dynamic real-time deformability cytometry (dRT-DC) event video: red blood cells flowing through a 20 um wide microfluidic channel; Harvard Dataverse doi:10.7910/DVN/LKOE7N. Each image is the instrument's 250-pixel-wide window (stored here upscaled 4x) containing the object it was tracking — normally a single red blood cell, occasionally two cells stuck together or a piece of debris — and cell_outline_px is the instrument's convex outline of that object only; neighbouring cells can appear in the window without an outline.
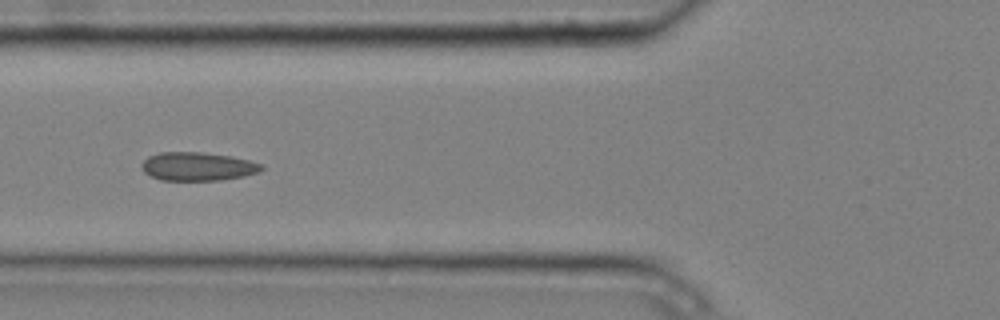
{"species": "common noctule bat (a hibernating species)", "species_latin": "Nyctalus noctula", "temperature_condition": "cold", "stored_images_in_passage": 6, "camera_frame_rate_fps": 3000, "um_per_image_px": 0.085, "animal": {"sex": "male", "body_mass_g": 20.4}, "frame": {"image": 1, "passage_image": 4, "time_ms": 1.0, "image_size_px": [1000, 320], "cell_outline_px": [[264, 168], [260, 172], [244, 176], [220, 180], [160, 180], [144, 172], [140, 164], [148, 156], [160, 152], [200, 152], [232, 156], [264, 164]], "centroid_in_image_um": [16.82, 14.14], "position_along_channel_um": 109.0, "area_um2": 20.0}}
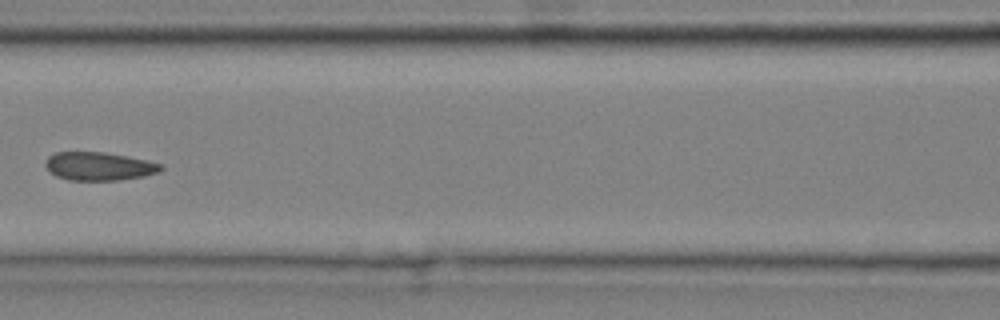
{"frame": {"image": 2, "passage_image": 5, "time_ms": 1.333, "image_size_px": [1000, 320], "cell_outline_px": [[164, 168], [160, 172], [144, 176], [120, 180], [68, 180], [56, 176], [48, 172], [44, 164], [48, 156], [56, 152], [104, 152], [128, 156], [164, 164]], "centroid_in_image_um": [8.42, 14.13], "position_along_channel_um": 158.2, "area_um2": 19.31}}
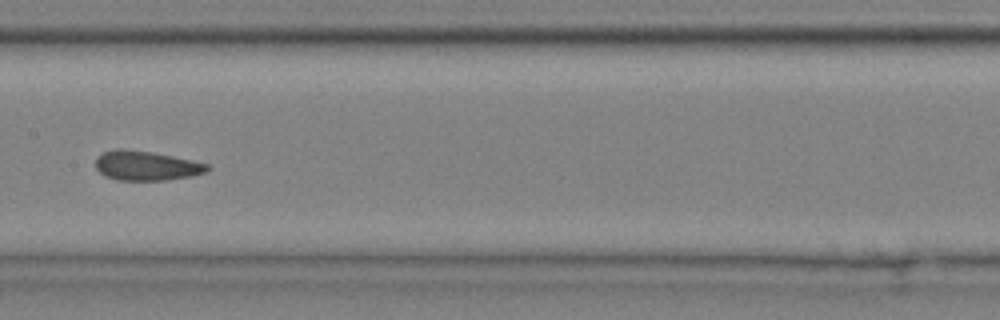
{"frame": {"image": 3, "passage_image": 6, "time_ms": 1.667, "image_size_px": [1000, 320], "cell_outline_px": [[212, 168], [204, 172], [192, 176], [168, 180], [116, 180], [104, 176], [96, 168], [96, 160], [104, 152], [116, 148], [124, 148], [152, 152], [192, 160], [208, 164]], "centroid_in_image_um": [12.44, 14.09], "position_along_channel_um": 195.0, "area_um2": 19.25}}